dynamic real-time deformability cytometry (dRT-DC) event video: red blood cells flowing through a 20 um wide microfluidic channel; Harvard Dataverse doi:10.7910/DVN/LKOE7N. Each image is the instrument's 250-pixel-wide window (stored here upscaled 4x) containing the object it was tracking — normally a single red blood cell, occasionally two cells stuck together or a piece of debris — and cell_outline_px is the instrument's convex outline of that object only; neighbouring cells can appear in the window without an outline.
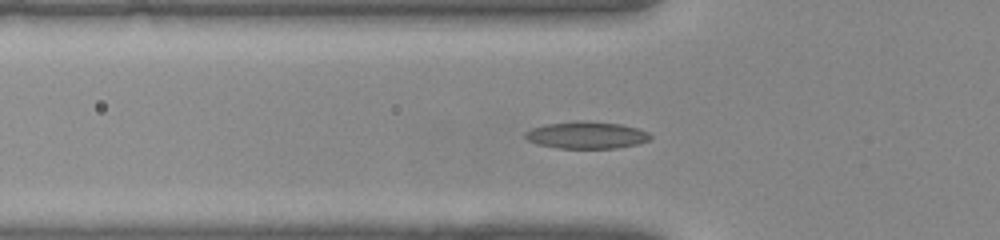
{"species": "common noctule bat (a hibernating species)", "species_latin": "Nyctalus noctula", "temperature_condition": "warm", "stored_images_in_passage": 40, "camera_frame_rate_fps": 3000, "um_per_image_px": 0.085, "animal": {"sex": "female", "body_mass_g": 22.0, "forearm_length_mm": 56.7}, "frame": {"image": 1, "passage_image": 12, "time_ms": 3.667, "image_size_px": [1000, 240], "cell_outline_px": [[652, 140], [636, 144], [616, 148], [560, 148], [536, 144], [528, 140], [524, 136], [524, 132], [532, 128], [548, 124], [580, 120], [584, 120], [620, 124], [636, 128], [648, 132], [652, 136]], "centroid_in_image_um": [49.86, 11.48], "position_along_channel_um": 75.9, "area_um2": 19.71}}
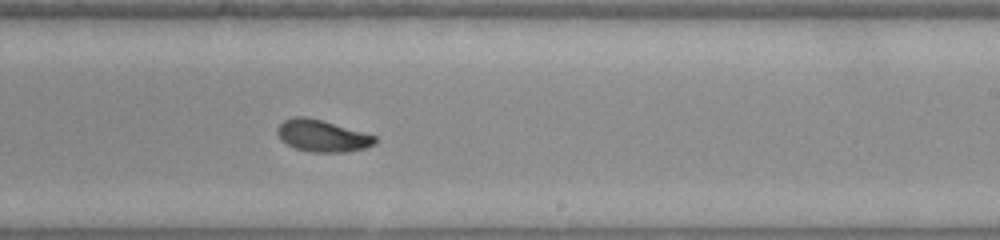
{"frame": {"image": 2, "passage_image": 23, "time_ms": 7.333, "image_size_px": [1000, 240], "cell_outline_px": [[376, 144], [364, 148], [344, 152], [312, 152], [296, 148], [280, 140], [276, 132], [276, 128], [284, 120], [296, 116], [304, 116], [320, 120], [376, 136]], "centroid_in_image_um": [27.36, 11.55], "position_along_channel_um": 261.6, "area_um2": 17.86}}
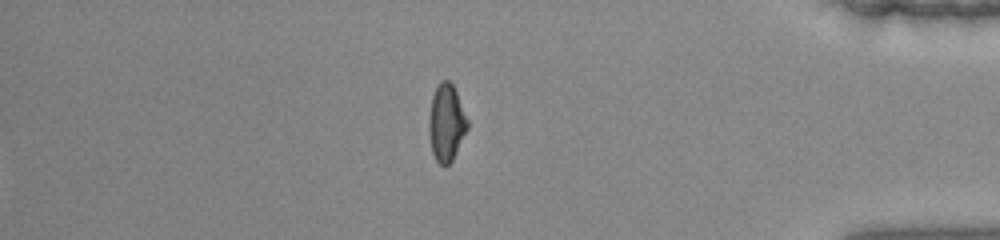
{"frame": {"image": 3, "passage_image": 40, "time_ms": 13.0, "image_size_px": [1000, 240], "cell_outline_px": [[468, 128], [452, 160], [444, 168], [436, 160], [432, 152], [428, 132], [428, 120], [432, 96], [440, 80], [448, 80], [452, 84], [456, 92], [468, 120]], "centroid_in_image_um": [37.92, 10.45], "position_along_channel_um": 397.3, "area_um2": 17.28}}